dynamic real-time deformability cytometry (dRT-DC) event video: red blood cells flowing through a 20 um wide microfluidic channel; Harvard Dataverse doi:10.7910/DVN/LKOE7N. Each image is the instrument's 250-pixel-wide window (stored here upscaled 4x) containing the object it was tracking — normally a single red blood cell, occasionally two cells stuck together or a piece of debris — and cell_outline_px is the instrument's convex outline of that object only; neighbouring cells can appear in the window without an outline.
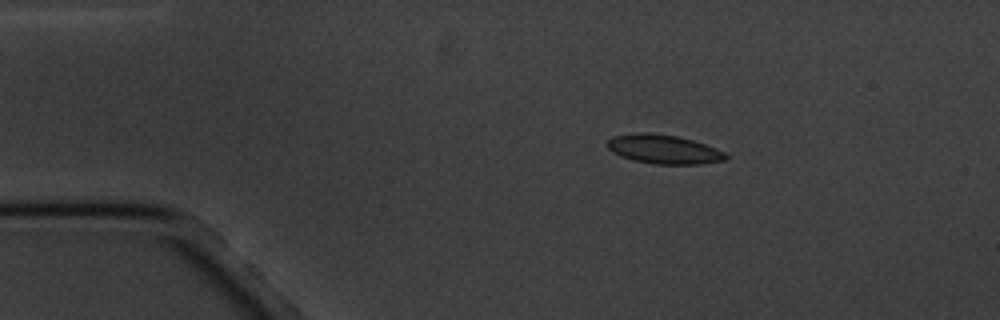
{"species": "common noctule bat (a hibernating species)", "species_latin": "Nyctalus noctula", "temperature_condition": "cold", "stored_images_in_passage": 5, "camera_frame_rate_fps": 3000, "um_per_image_px": 0.085, "animal": {"sex": "male", "body_mass_g": 20.1, "forearm_length_mm": 53.5}, "frame": {"image": 1, "passage_image": 3, "time_ms": 3.0, "image_size_px": [1000, 320], "cell_outline_px": [[728, 156], [724, 160], [700, 164], [656, 164], [636, 160], [620, 156], [612, 152], [608, 148], [608, 140], [612, 136], [640, 132], [648, 132], [676, 136], [692, 140], [716, 148], [724, 152]], "centroid_in_image_um": [56.4, 12.68], "position_along_channel_um": 28.6, "area_um2": 19.83}}
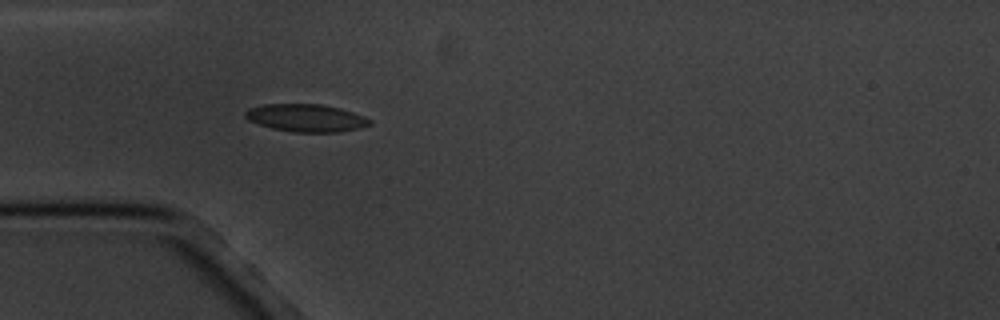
{"frame": {"image": 2, "passage_image": 5, "time_ms": 5.333, "image_size_px": [1000, 320], "cell_outline_px": [[372, 124], [360, 128], [340, 132], [296, 132], [272, 128], [248, 120], [244, 116], [244, 112], [248, 108], [264, 104], [320, 104], [340, 108], [364, 116], [372, 120]], "centroid_in_image_um": [26.03, 10.02], "position_along_channel_um": 59.0, "area_um2": 20.06}}